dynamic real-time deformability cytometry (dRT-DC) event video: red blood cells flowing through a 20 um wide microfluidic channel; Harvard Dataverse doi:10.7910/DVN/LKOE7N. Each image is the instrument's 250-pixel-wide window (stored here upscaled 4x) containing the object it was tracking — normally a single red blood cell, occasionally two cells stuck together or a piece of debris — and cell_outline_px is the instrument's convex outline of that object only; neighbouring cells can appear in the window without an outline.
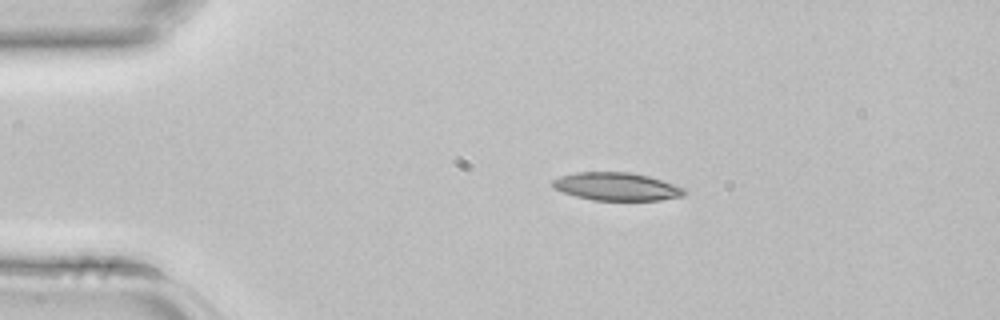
{"species": "common noctule bat (a hibernating species)", "species_latin": "Nyctalus noctula", "temperature_condition": "room temperature", "stored_images_in_passage": 2, "camera_frame_rate_fps": 3000, "um_per_image_px": 0.085, "animal": {"sex": "female", "body_mass_g": 22.7, "forearm_length_mm": 54.2}, "frame": {"image": 1, "passage_image": 1, "time_ms": 0.0, "image_size_px": [1000, 320], "cell_outline_px": [[688, 192], [684, 196], [660, 200], [592, 200], [576, 196], [552, 188], [552, 180], [560, 176], [576, 172], [628, 172], [648, 176], [688, 188]], "centroid_in_image_um": [52.45, 15.86], "position_along_channel_um": 32.5, "area_um2": 21.62}}